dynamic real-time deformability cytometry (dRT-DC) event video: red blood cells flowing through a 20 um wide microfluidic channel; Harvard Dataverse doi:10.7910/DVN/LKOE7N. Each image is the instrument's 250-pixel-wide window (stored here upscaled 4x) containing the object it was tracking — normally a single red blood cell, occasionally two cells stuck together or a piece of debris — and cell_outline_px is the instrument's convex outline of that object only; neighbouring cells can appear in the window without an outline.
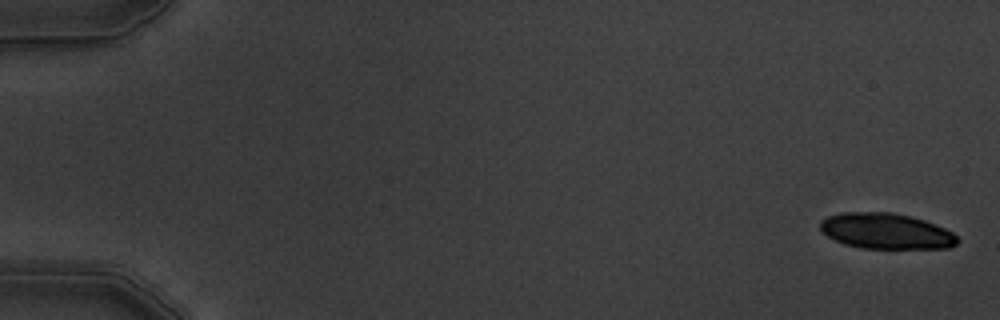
{"species": "common noctule bat (a hibernating species)", "species_latin": "Nyctalus noctula", "temperature_condition": "warm", "stored_images_in_passage": 6, "camera_frame_rate_fps": 3000, "um_per_image_px": 0.085, "animal": {"sex": "male", "body_mass_g": 19.5, "forearm_length_mm": 54.6}, "frame": {"image": 1, "passage_image": 1, "time_ms": 0.0, "image_size_px": [1000, 320], "cell_outline_px": [[960, 240], [956, 244], [948, 248], [860, 248], [844, 244], [828, 236], [820, 228], [820, 220], [828, 216], [844, 212], [892, 212], [924, 220], [944, 228], [952, 232]], "centroid_in_image_um": [75.31, 19.64], "position_along_channel_um": 9.7, "area_um2": 28.38}}